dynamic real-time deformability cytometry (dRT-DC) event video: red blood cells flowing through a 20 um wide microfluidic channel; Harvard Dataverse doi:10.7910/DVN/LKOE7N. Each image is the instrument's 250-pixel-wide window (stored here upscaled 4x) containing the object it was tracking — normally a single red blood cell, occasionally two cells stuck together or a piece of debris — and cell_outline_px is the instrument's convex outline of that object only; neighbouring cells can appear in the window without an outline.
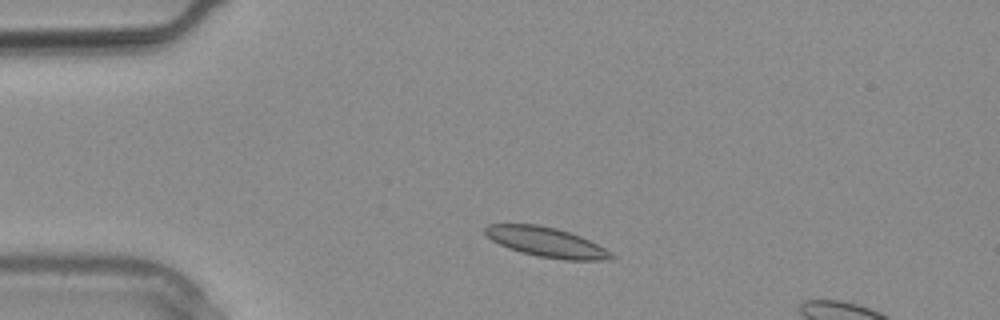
{"species": "common noctule bat (a hibernating species)", "species_latin": "Nyctalus noctula", "temperature_condition": "warm", "stored_images_in_passage": 6, "camera_frame_rate_fps": 3000, "um_per_image_px": 0.085, "animal": {"sex": "male", "body_mass_g": 20.4}, "frame": {"image": 1, "passage_image": 3, "time_ms": 0.667, "image_size_px": [1000, 320], "cell_outline_px": [[616, 256], [608, 260], [564, 260], [536, 256], [520, 252], [508, 248], [492, 240], [484, 232], [484, 228], [488, 224], [536, 224], [556, 228], [580, 236], [604, 248]], "centroid_in_image_um": [46.42, 20.59], "position_along_channel_um": 38.6, "area_um2": 21.73}}